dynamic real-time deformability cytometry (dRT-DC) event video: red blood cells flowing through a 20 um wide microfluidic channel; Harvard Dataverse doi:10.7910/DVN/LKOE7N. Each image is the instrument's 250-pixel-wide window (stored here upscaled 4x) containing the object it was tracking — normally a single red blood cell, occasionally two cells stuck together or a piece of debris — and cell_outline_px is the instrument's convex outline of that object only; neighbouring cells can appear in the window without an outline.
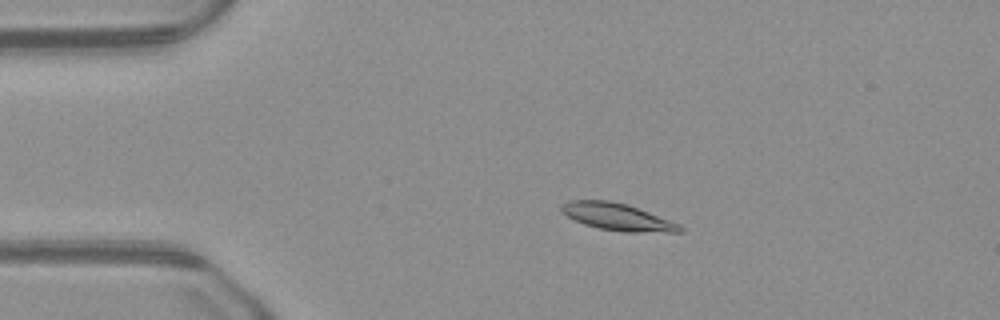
{"species": "common noctule bat (a hibernating species)", "species_latin": "Nyctalus noctula", "temperature_condition": "warm", "stored_images_in_passage": 50, "camera_frame_rate_fps": 3000, "um_per_image_px": 0.085, "animal": {"sex": "male", "body_mass_g": 23.1, "forearm_length_mm": 52.7}, "frame": {"image": 1, "passage_image": 10, "time_ms": 3.0, "image_size_px": [1000, 320], "cell_outline_px": [[684, 232], [624, 232], [600, 228], [584, 224], [560, 212], [560, 204], [568, 200], [612, 200], [628, 204], [680, 224], [684, 228]], "centroid_in_image_um": [52.48, 18.42], "position_along_channel_um": 32.5, "area_um2": 18.84}}
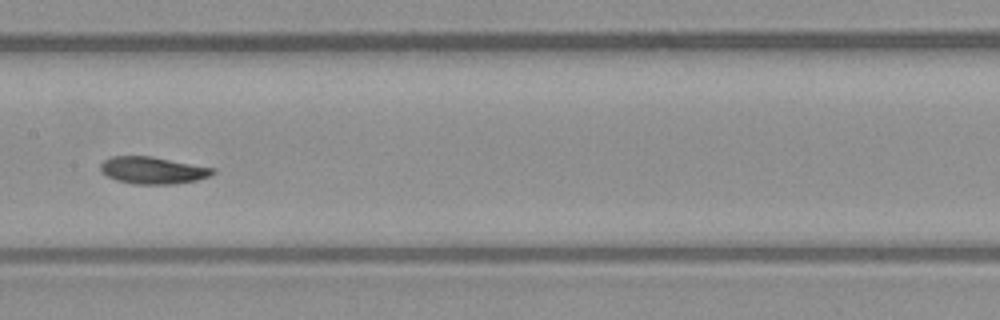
{"frame": {"image": 2, "passage_image": 25, "time_ms": 8.0, "image_size_px": [1000, 320], "cell_outline_px": [[216, 172], [208, 176], [196, 180], [172, 184], [132, 184], [116, 180], [100, 172], [100, 164], [104, 160], [112, 156], [152, 156], [216, 168]], "centroid_in_image_um": [12.98, 14.47], "position_along_channel_um": 194.4, "area_um2": 17.8}}
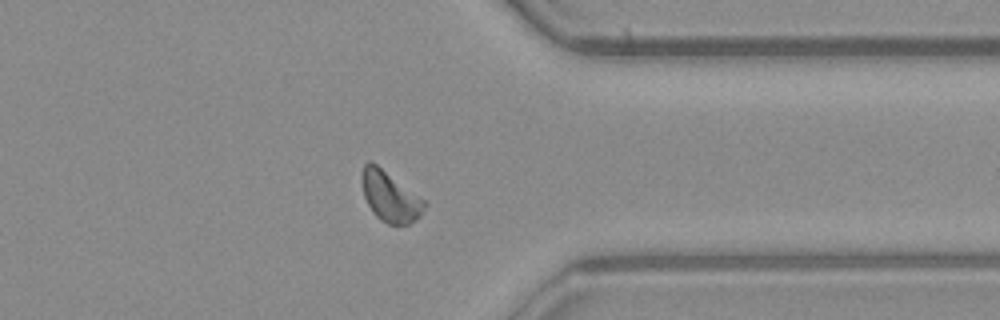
{"frame": {"image": 3, "passage_image": 39, "time_ms": 12.667, "image_size_px": [1000, 320], "cell_outline_px": [[428, 204], [420, 216], [408, 224], [388, 224], [380, 220], [372, 212], [364, 196], [360, 180], [360, 176], [364, 164], [368, 160], [372, 160], [424, 200]], "centroid_in_image_um": [33.12, 16.68], "position_along_channel_um": 378.3, "area_um2": 18.44}}